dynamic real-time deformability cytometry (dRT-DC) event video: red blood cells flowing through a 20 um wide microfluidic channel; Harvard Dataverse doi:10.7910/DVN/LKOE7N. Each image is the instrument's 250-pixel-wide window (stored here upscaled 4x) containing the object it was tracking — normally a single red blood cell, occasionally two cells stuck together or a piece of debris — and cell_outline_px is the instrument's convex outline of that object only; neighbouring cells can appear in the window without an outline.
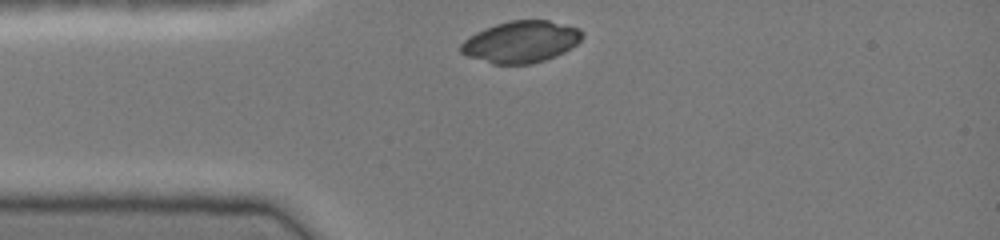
{"species": "common noctule bat (a hibernating species)", "species_latin": "Nyctalus noctula", "temperature_condition": "cold", "stored_images_in_passage": 29, "camera_frame_rate_fps": 3000, "um_per_image_px": 0.085, "animal": {"sex": "female", "body_mass_g": 19.0, "forearm_length_mm": 51.5}, "frame": {"image": 1, "passage_image": 1, "time_ms": 0.0, "image_size_px": [1000, 240], "cell_outline_px": [[584, 36], [576, 44], [564, 52], [556, 56], [544, 60], [528, 64], [492, 64], [468, 56], [460, 52], [460, 44], [464, 40], [476, 32], [484, 28], [496, 24], [512, 20], [548, 20], [580, 28], [584, 32]], "centroid_in_image_um": [44.29, 3.55], "position_along_channel_um": 40.7, "area_um2": 29.48}}
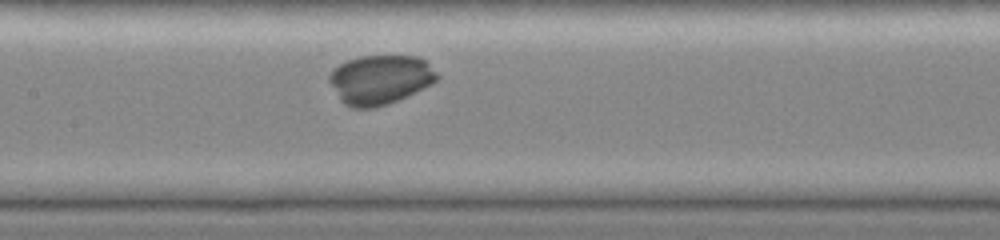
{"frame": {"image": 2, "passage_image": 12, "time_ms": 3.667, "image_size_px": [1000, 240], "cell_outline_px": [[440, 76], [432, 84], [388, 104], [376, 108], [352, 108], [344, 104], [340, 100], [328, 80], [328, 76], [340, 64], [348, 60], [360, 56], [416, 56], [424, 60]], "centroid_in_image_um": [32.3, 6.77], "position_along_channel_um": 175.1, "area_um2": 30.75}}
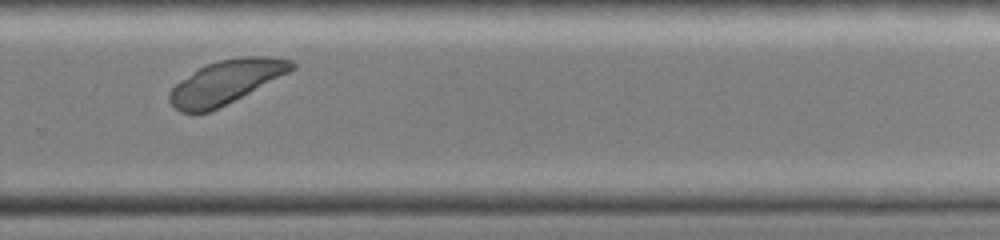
{"frame": {"image": 3, "passage_image": 22, "time_ms": 7.0, "image_size_px": [1000, 240], "cell_outline_px": [[296, 68], [208, 112], [180, 112], [168, 100], [168, 92], [180, 80], [204, 64], [220, 60], [244, 56], [272, 56], [292, 60], [296, 64]], "centroid_in_image_um": [19.17, 6.93], "position_along_channel_um": 310.6, "area_um2": 30.4}}